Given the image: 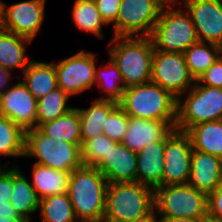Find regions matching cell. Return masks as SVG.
<instances>
[{
	"mask_svg": "<svg viewBox=\"0 0 222 222\" xmlns=\"http://www.w3.org/2000/svg\"><path fill=\"white\" fill-rule=\"evenodd\" d=\"M107 187L106 177L96 167L81 165L70 173L67 195L79 221L103 222Z\"/></svg>",
	"mask_w": 222,
	"mask_h": 222,
	"instance_id": "6da1fadb",
	"label": "cell"
},
{
	"mask_svg": "<svg viewBox=\"0 0 222 222\" xmlns=\"http://www.w3.org/2000/svg\"><path fill=\"white\" fill-rule=\"evenodd\" d=\"M153 216V188L139 182L108 183L103 222H144Z\"/></svg>",
	"mask_w": 222,
	"mask_h": 222,
	"instance_id": "7a4b0ae2",
	"label": "cell"
},
{
	"mask_svg": "<svg viewBox=\"0 0 222 222\" xmlns=\"http://www.w3.org/2000/svg\"><path fill=\"white\" fill-rule=\"evenodd\" d=\"M108 51L126 88L151 82L154 46L150 37L112 36Z\"/></svg>",
	"mask_w": 222,
	"mask_h": 222,
	"instance_id": "3957f363",
	"label": "cell"
},
{
	"mask_svg": "<svg viewBox=\"0 0 222 222\" xmlns=\"http://www.w3.org/2000/svg\"><path fill=\"white\" fill-rule=\"evenodd\" d=\"M118 104L129 117L149 120L177 118V98L153 82L125 88Z\"/></svg>",
	"mask_w": 222,
	"mask_h": 222,
	"instance_id": "277c9868",
	"label": "cell"
},
{
	"mask_svg": "<svg viewBox=\"0 0 222 222\" xmlns=\"http://www.w3.org/2000/svg\"><path fill=\"white\" fill-rule=\"evenodd\" d=\"M179 4V8H175ZM180 2L166 3L153 31L149 36L154 50L161 52L183 53L198 42L192 18L186 8H180Z\"/></svg>",
	"mask_w": 222,
	"mask_h": 222,
	"instance_id": "5b68a950",
	"label": "cell"
},
{
	"mask_svg": "<svg viewBox=\"0 0 222 222\" xmlns=\"http://www.w3.org/2000/svg\"><path fill=\"white\" fill-rule=\"evenodd\" d=\"M218 120H222V88L201 85L196 80L190 90L177 98L175 129L186 132L198 123Z\"/></svg>",
	"mask_w": 222,
	"mask_h": 222,
	"instance_id": "8992f818",
	"label": "cell"
},
{
	"mask_svg": "<svg viewBox=\"0 0 222 222\" xmlns=\"http://www.w3.org/2000/svg\"><path fill=\"white\" fill-rule=\"evenodd\" d=\"M81 145L54 140L39 128L25 132L24 157H32L35 163L62 171L72 172L82 165Z\"/></svg>",
	"mask_w": 222,
	"mask_h": 222,
	"instance_id": "52a82bcc",
	"label": "cell"
},
{
	"mask_svg": "<svg viewBox=\"0 0 222 222\" xmlns=\"http://www.w3.org/2000/svg\"><path fill=\"white\" fill-rule=\"evenodd\" d=\"M207 199L189 184L160 186L154 189V215L196 220L208 211Z\"/></svg>",
	"mask_w": 222,
	"mask_h": 222,
	"instance_id": "ba28073f",
	"label": "cell"
},
{
	"mask_svg": "<svg viewBox=\"0 0 222 222\" xmlns=\"http://www.w3.org/2000/svg\"><path fill=\"white\" fill-rule=\"evenodd\" d=\"M165 4L163 0H122L112 36L149 37Z\"/></svg>",
	"mask_w": 222,
	"mask_h": 222,
	"instance_id": "9c48e42d",
	"label": "cell"
},
{
	"mask_svg": "<svg viewBox=\"0 0 222 222\" xmlns=\"http://www.w3.org/2000/svg\"><path fill=\"white\" fill-rule=\"evenodd\" d=\"M95 54L82 49L68 58L54 62L57 85L70 97L93 89L97 67Z\"/></svg>",
	"mask_w": 222,
	"mask_h": 222,
	"instance_id": "30bf717a",
	"label": "cell"
},
{
	"mask_svg": "<svg viewBox=\"0 0 222 222\" xmlns=\"http://www.w3.org/2000/svg\"><path fill=\"white\" fill-rule=\"evenodd\" d=\"M151 82L178 98L194 86L195 80L189 73L183 53L154 50Z\"/></svg>",
	"mask_w": 222,
	"mask_h": 222,
	"instance_id": "8fae6325",
	"label": "cell"
},
{
	"mask_svg": "<svg viewBox=\"0 0 222 222\" xmlns=\"http://www.w3.org/2000/svg\"><path fill=\"white\" fill-rule=\"evenodd\" d=\"M193 147L184 131L174 129L165 138L162 186L188 184Z\"/></svg>",
	"mask_w": 222,
	"mask_h": 222,
	"instance_id": "7c38bea8",
	"label": "cell"
},
{
	"mask_svg": "<svg viewBox=\"0 0 222 222\" xmlns=\"http://www.w3.org/2000/svg\"><path fill=\"white\" fill-rule=\"evenodd\" d=\"M2 4L4 30L34 41L45 18L46 0Z\"/></svg>",
	"mask_w": 222,
	"mask_h": 222,
	"instance_id": "4fadbf2b",
	"label": "cell"
},
{
	"mask_svg": "<svg viewBox=\"0 0 222 222\" xmlns=\"http://www.w3.org/2000/svg\"><path fill=\"white\" fill-rule=\"evenodd\" d=\"M189 12L199 41L222 47V0H178Z\"/></svg>",
	"mask_w": 222,
	"mask_h": 222,
	"instance_id": "5bb4252c",
	"label": "cell"
},
{
	"mask_svg": "<svg viewBox=\"0 0 222 222\" xmlns=\"http://www.w3.org/2000/svg\"><path fill=\"white\" fill-rule=\"evenodd\" d=\"M0 115L6 116L25 132L36 128L37 100L18 78L0 94Z\"/></svg>",
	"mask_w": 222,
	"mask_h": 222,
	"instance_id": "9a60e30c",
	"label": "cell"
},
{
	"mask_svg": "<svg viewBox=\"0 0 222 222\" xmlns=\"http://www.w3.org/2000/svg\"><path fill=\"white\" fill-rule=\"evenodd\" d=\"M176 126V120H149L129 117L128 129L122 143L139 152L146 145L165 139Z\"/></svg>",
	"mask_w": 222,
	"mask_h": 222,
	"instance_id": "2e32d148",
	"label": "cell"
},
{
	"mask_svg": "<svg viewBox=\"0 0 222 222\" xmlns=\"http://www.w3.org/2000/svg\"><path fill=\"white\" fill-rule=\"evenodd\" d=\"M96 168L108 183L137 182V152L117 142Z\"/></svg>",
	"mask_w": 222,
	"mask_h": 222,
	"instance_id": "e0dca14e",
	"label": "cell"
},
{
	"mask_svg": "<svg viewBox=\"0 0 222 222\" xmlns=\"http://www.w3.org/2000/svg\"><path fill=\"white\" fill-rule=\"evenodd\" d=\"M221 183L222 159L193 149L188 184L208 196L214 192Z\"/></svg>",
	"mask_w": 222,
	"mask_h": 222,
	"instance_id": "ac0fdd59",
	"label": "cell"
},
{
	"mask_svg": "<svg viewBox=\"0 0 222 222\" xmlns=\"http://www.w3.org/2000/svg\"><path fill=\"white\" fill-rule=\"evenodd\" d=\"M165 139L137 152V182L153 189L162 186Z\"/></svg>",
	"mask_w": 222,
	"mask_h": 222,
	"instance_id": "d6986e66",
	"label": "cell"
},
{
	"mask_svg": "<svg viewBox=\"0 0 222 222\" xmlns=\"http://www.w3.org/2000/svg\"><path fill=\"white\" fill-rule=\"evenodd\" d=\"M18 78L28 88L36 100L58 87L54 62L32 60ZM21 76L24 78L21 79Z\"/></svg>",
	"mask_w": 222,
	"mask_h": 222,
	"instance_id": "ffe728a7",
	"label": "cell"
},
{
	"mask_svg": "<svg viewBox=\"0 0 222 222\" xmlns=\"http://www.w3.org/2000/svg\"><path fill=\"white\" fill-rule=\"evenodd\" d=\"M32 41L23 36L3 30L0 32V68L8 71L11 75L13 70L19 71L24 69L32 61L27 56V44ZM26 44V45H25Z\"/></svg>",
	"mask_w": 222,
	"mask_h": 222,
	"instance_id": "44dd1931",
	"label": "cell"
},
{
	"mask_svg": "<svg viewBox=\"0 0 222 222\" xmlns=\"http://www.w3.org/2000/svg\"><path fill=\"white\" fill-rule=\"evenodd\" d=\"M11 166H13V188L9 202L20 217L32 222L31 216L39 210L40 199L20 167L15 163Z\"/></svg>",
	"mask_w": 222,
	"mask_h": 222,
	"instance_id": "7402d4cb",
	"label": "cell"
},
{
	"mask_svg": "<svg viewBox=\"0 0 222 222\" xmlns=\"http://www.w3.org/2000/svg\"><path fill=\"white\" fill-rule=\"evenodd\" d=\"M70 173L34 162L30 183L39 199L50 195H61L67 193Z\"/></svg>",
	"mask_w": 222,
	"mask_h": 222,
	"instance_id": "603a6c76",
	"label": "cell"
},
{
	"mask_svg": "<svg viewBox=\"0 0 222 222\" xmlns=\"http://www.w3.org/2000/svg\"><path fill=\"white\" fill-rule=\"evenodd\" d=\"M89 108H78L82 143L103 134V126L108 114L118 105L109 100H92Z\"/></svg>",
	"mask_w": 222,
	"mask_h": 222,
	"instance_id": "cb8c5ba5",
	"label": "cell"
},
{
	"mask_svg": "<svg viewBox=\"0 0 222 222\" xmlns=\"http://www.w3.org/2000/svg\"><path fill=\"white\" fill-rule=\"evenodd\" d=\"M186 133L194 150L222 159V120L198 123Z\"/></svg>",
	"mask_w": 222,
	"mask_h": 222,
	"instance_id": "d4e9b609",
	"label": "cell"
},
{
	"mask_svg": "<svg viewBox=\"0 0 222 222\" xmlns=\"http://www.w3.org/2000/svg\"><path fill=\"white\" fill-rule=\"evenodd\" d=\"M39 129L54 140L82 144L80 118L77 107L53 121L42 124Z\"/></svg>",
	"mask_w": 222,
	"mask_h": 222,
	"instance_id": "484cf974",
	"label": "cell"
},
{
	"mask_svg": "<svg viewBox=\"0 0 222 222\" xmlns=\"http://www.w3.org/2000/svg\"><path fill=\"white\" fill-rule=\"evenodd\" d=\"M221 54V46L202 41L196 42L183 52L189 73L195 81L198 80Z\"/></svg>",
	"mask_w": 222,
	"mask_h": 222,
	"instance_id": "4316f807",
	"label": "cell"
},
{
	"mask_svg": "<svg viewBox=\"0 0 222 222\" xmlns=\"http://www.w3.org/2000/svg\"><path fill=\"white\" fill-rule=\"evenodd\" d=\"M94 85H97L103 91V95L106 94L102 98L95 99L109 100L116 103L121 101L126 87L117 64L110 56L107 64L96 67Z\"/></svg>",
	"mask_w": 222,
	"mask_h": 222,
	"instance_id": "83f0119b",
	"label": "cell"
},
{
	"mask_svg": "<svg viewBox=\"0 0 222 222\" xmlns=\"http://www.w3.org/2000/svg\"><path fill=\"white\" fill-rule=\"evenodd\" d=\"M74 25L85 33H92L99 39L104 38L102 27L107 25L102 20L94 0H75L72 8Z\"/></svg>",
	"mask_w": 222,
	"mask_h": 222,
	"instance_id": "f1b7e54d",
	"label": "cell"
},
{
	"mask_svg": "<svg viewBox=\"0 0 222 222\" xmlns=\"http://www.w3.org/2000/svg\"><path fill=\"white\" fill-rule=\"evenodd\" d=\"M69 95L60 87L46 94L37 100V121L36 128L42 124L68 113L74 107L68 105Z\"/></svg>",
	"mask_w": 222,
	"mask_h": 222,
	"instance_id": "f546056e",
	"label": "cell"
},
{
	"mask_svg": "<svg viewBox=\"0 0 222 222\" xmlns=\"http://www.w3.org/2000/svg\"><path fill=\"white\" fill-rule=\"evenodd\" d=\"M39 210L42 222H79L67 193L40 199Z\"/></svg>",
	"mask_w": 222,
	"mask_h": 222,
	"instance_id": "4dcf8cb0",
	"label": "cell"
},
{
	"mask_svg": "<svg viewBox=\"0 0 222 222\" xmlns=\"http://www.w3.org/2000/svg\"><path fill=\"white\" fill-rule=\"evenodd\" d=\"M25 131L6 116L0 115V156L24 157Z\"/></svg>",
	"mask_w": 222,
	"mask_h": 222,
	"instance_id": "1f68e13d",
	"label": "cell"
},
{
	"mask_svg": "<svg viewBox=\"0 0 222 222\" xmlns=\"http://www.w3.org/2000/svg\"><path fill=\"white\" fill-rule=\"evenodd\" d=\"M116 143L104 134L84 141L80 148L82 165L96 167Z\"/></svg>",
	"mask_w": 222,
	"mask_h": 222,
	"instance_id": "d6a6232c",
	"label": "cell"
},
{
	"mask_svg": "<svg viewBox=\"0 0 222 222\" xmlns=\"http://www.w3.org/2000/svg\"><path fill=\"white\" fill-rule=\"evenodd\" d=\"M129 116L119 104L108 114L103 126V134L111 140L122 142L128 129Z\"/></svg>",
	"mask_w": 222,
	"mask_h": 222,
	"instance_id": "836d02e7",
	"label": "cell"
},
{
	"mask_svg": "<svg viewBox=\"0 0 222 222\" xmlns=\"http://www.w3.org/2000/svg\"><path fill=\"white\" fill-rule=\"evenodd\" d=\"M201 85L214 88H222V54L218 59L198 78Z\"/></svg>",
	"mask_w": 222,
	"mask_h": 222,
	"instance_id": "e575fe53",
	"label": "cell"
},
{
	"mask_svg": "<svg viewBox=\"0 0 222 222\" xmlns=\"http://www.w3.org/2000/svg\"><path fill=\"white\" fill-rule=\"evenodd\" d=\"M121 1L122 0H94L101 18L107 26H113L115 24Z\"/></svg>",
	"mask_w": 222,
	"mask_h": 222,
	"instance_id": "d590c367",
	"label": "cell"
},
{
	"mask_svg": "<svg viewBox=\"0 0 222 222\" xmlns=\"http://www.w3.org/2000/svg\"><path fill=\"white\" fill-rule=\"evenodd\" d=\"M0 175V203L10 200L13 188V166Z\"/></svg>",
	"mask_w": 222,
	"mask_h": 222,
	"instance_id": "8d00e7d4",
	"label": "cell"
},
{
	"mask_svg": "<svg viewBox=\"0 0 222 222\" xmlns=\"http://www.w3.org/2000/svg\"><path fill=\"white\" fill-rule=\"evenodd\" d=\"M208 212L222 221V183L207 199Z\"/></svg>",
	"mask_w": 222,
	"mask_h": 222,
	"instance_id": "74e56055",
	"label": "cell"
},
{
	"mask_svg": "<svg viewBox=\"0 0 222 222\" xmlns=\"http://www.w3.org/2000/svg\"><path fill=\"white\" fill-rule=\"evenodd\" d=\"M0 217H7L8 219H24L18 215L9 201L0 203Z\"/></svg>",
	"mask_w": 222,
	"mask_h": 222,
	"instance_id": "f35d334b",
	"label": "cell"
},
{
	"mask_svg": "<svg viewBox=\"0 0 222 222\" xmlns=\"http://www.w3.org/2000/svg\"><path fill=\"white\" fill-rule=\"evenodd\" d=\"M12 79V75L0 68V94L9 86V83Z\"/></svg>",
	"mask_w": 222,
	"mask_h": 222,
	"instance_id": "ab89813d",
	"label": "cell"
},
{
	"mask_svg": "<svg viewBox=\"0 0 222 222\" xmlns=\"http://www.w3.org/2000/svg\"><path fill=\"white\" fill-rule=\"evenodd\" d=\"M196 222H222V221L218 217H215L214 215H212L207 211L204 215L196 219Z\"/></svg>",
	"mask_w": 222,
	"mask_h": 222,
	"instance_id": "60d3db41",
	"label": "cell"
},
{
	"mask_svg": "<svg viewBox=\"0 0 222 222\" xmlns=\"http://www.w3.org/2000/svg\"><path fill=\"white\" fill-rule=\"evenodd\" d=\"M158 219L160 222H196V220L192 218L158 217Z\"/></svg>",
	"mask_w": 222,
	"mask_h": 222,
	"instance_id": "b9f144b4",
	"label": "cell"
},
{
	"mask_svg": "<svg viewBox=\"0 0 222 222\" xmlns=\"http://www.w3.org/2000/svg\"><path fill=\"white\" fill-rule=\"evenodd\" d=\"M3 0H0V32L4 30L3 26Z\"/></svg>",
	"mask_w": 222,
	"mask_h": 222,
	"instance_id": "7bdbcfd3",
	"label": "cell"
},
{
	"mask_svg": "<svg viewBox=\"0 0 222 222\" xmlns=\"http://www.w3.org/2000/svg\"><path fill=\"white\" fill-rule=\"evenodd\" d=\"M0 222H28L26 219H8L7 217H0Z\"/></svg>",
	"mask_w": 222,
	"mask_h": 222,
	"instance_id": "ee69618b",
	"label": "cell"
},
{
	"mask_svg": "<svg viewBox=\"0 0 222 222\" xmlns=\"http://www.w3.org/2000/svg\"><path fill=\"white\" fill-rule=\"evenodd\" d=\"M8 164L6 163L3 166H0V175H2L7 169H9Z\"/></svg>",
	"mask_w": 222,
	"mask_h": 222,
	"instance_id": "f6af8a7d",
	"label": "cell"
},
{
	"mask_svg": "<svg viewBox=\"0 0 222 222\" xmlns=\"http://www.w3.org/2000/svg\"><path fill=\"white\" fill-rule=\"evenodd\" d=\"M144 222H160L159 219L154 215L150 219L144 221Z\"/></svg>",
	"mask_w": 222,
	"mask_h": 222,
	"instance_id": "bcb514c9",
	"label": "cell"
},
{
	"mask_svg": "<svg viewBox=\"0 0 222 222\" xmlns=\"http://www.w3.org/2000/svg\"><path fill=\"white\" fill-rule=\"evenodd\" d=\"M165 3H172V2H175V1H178V0H163Z\"/></svg>",
	"mask_w": 222,
	"mask_h": 222,
	"instance_id": "7dc6e473",
	"label": "cell"
}]
</instances>
